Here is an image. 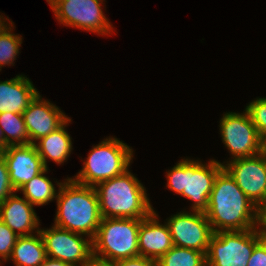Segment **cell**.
Returning a JSON list of instances; mask_svg holds the SVG:
<instances>
[{"mask_svg": "<svg viewBox=\"0 0 266 266\" xmlns=\"http://www.w3.org/2000/svg\"><path fill=\"white\" fill-rule=\"evenodd\" d=\"M33 206L25 198L16 195V192L12 193L0 204V220L18 236L38 233L40 221Z\"/></svg>", "mask_w": 266, "mask_h": 266, "instance_id": "cell-16", "label": "cell"}, {"mask_svg": "<svg viewBox=\"0 0 266 266\" xmlns=\"http://www.w3.org/2000/svg\"><path fill=\"white\" fill-rule=\"evenodd\" d=\"M47 258L40 232L35 235L19 236L8 260L16 266H39Z\"/></svg>", "mask_w": 266, "mask_h": 266, "instance_id": "cell-19", "label": "cell"}, {"mask_svg": "<svg viewBox=\"0 0 266 266\" xmlns=\"http://www.w3.org/2000/svg\"><path fill=\"white\" fill-rule=\"evenodd\" d=\"M38 93L32 81L24 75L0 81V114H23Z\"/></svg>", "mask_w": 266, "mask_h": 266, "instance_id": "cell-17", "label": "cell"}, {"mask_svg": "<svg viewBox=\"0 0 266 266\" xmlns=\"http://www.w3.org/2000/svg\"><path fill=\"white\" fill-rule=\"evenodd\" d=\"M57 185L54 225L93 239L102 219L95 188L79 184L71 178L57 182Z\"/></svg>", "mask_w": 266, "mask_h": 266, "instance_id": "cell-2", "label": "cell"}, {"mask_svg": "<svg viewBox=\"0 0 266 266\" xmlns=\"http://www.w3.org/2000/svg\"><path fill=\"white\" fill-rule=\"evenodd\" d=\"M260 242L255 228L213 233L206 253L207 266H247Z\"/></svg>", "mask_w": 266, "mask_h": 266, "instance_id": "cell-7", "label": "cell"}, {"mask_svg": "<svg viewBox=\"0 0 266 266\" xmlns=\"http://www.w3.org/2000/svg\"><path fill=\"white\" fill-rule=\"evenodd\" d=\"M141 220L102 218L92 239L93 257L114 263L139 256L138 233Z\"/></svg>", "mask_w": 266, "mask_h": 266, "instance_id": "cell-6", "label": "cell"}, {"mask_svg": "<svg viewBox=\"0 0 266 266\" xmlns=\"http://www.w3.org/2000/svg\"><path fill=\"white\" fill-rule=\"evenodd\" d=\"M173 246L167 223L161 224L155 211L141 220L138 233L139 256L158 261Z\"/></svg>", "mask_w": 266, "mask_h": 266, "instance_id": "cell-15", "label": "cell"}, {"mask_svg": "<svg viewBox=\"0 0 266 266\" xmlns=\"http://www.w3.org/2000/svg\"><path fill=\"white\" fill-rule=\"evenodd\" d=\"M15 192L16 191L10 181L6 160L0 152V204Z\"/></svg>", "mask_w": 266, "mask_h": 266, "instance_id": "cell-26", "label": "cell"}, {"mask_svg": "<svg viewBox=\"0 0 266 266\" xmlns=\"http://www.w3.org/2000/svg\"><path fill=\"white\" fill-rule=\"evenodd\" d=\"M82 266H114L113 263L101 260L95 257H91L86 263H84Z\"/></svg>", "mask_w": 266, "mask_h": 266, "instance_id": "cell-30", "label": "cell"}, {"mask_svg": "<svg viewBox=\"0 0 266 266\" xmlns=\"http://www.w3.org/2000/svg\"><path fill=\"white\" fill-rule=\"evenodd\" d=\"M255 229L257 233H266V202L257 206Z\"/></svg>", "mask_w": 266, "mask_h": 266, "instance_id": "cell-29", "label": "cell"}, {"mask_svg": "<svg viewBox=\"0 0 266 266\" xmlns=\"http://www.w3.org/2000/svg\"><path fill=\"white\" fill-rule=\"evenodd\" d=\"M0 126L6 146L28 145L29 135L23 114L4 112L0 114Z\"/></svg>", "mask_w": 266, "mask_h": 266, "instance_id": "cell-21", "label": "cell"}, {"mask_svg": "<svg viewBox=\"0 0 266 266\" xmlns=\"http://www.w3.org/2000/svg\"><path fill=\"white\" fill-rule=\"evenodd\" d=\"M253 124L256 126L258 135L262 140L266 136V98H256L246 108Z\"/></svg>", "mask_w": 266, "mask_h": 266, "instance_id": "cell-24", "label": "cell"}, {"mask_svg": "<svg viewBox=\"0 0 266 266\" xmlns=\"http://www.w3.org/2000/svg\"><path fill=\"white\" fill-rule=\"evenodd\" d=\"M247 266H266V248L260 242L254 247Z\"/></svg>", "mask_w": 266, "mask_h": 266, "instance_id": "cell-28", "label": "cell"}, {"mask_svg": "<svg viewBox=\"0 0 266 266\" xmlns=\"http://www.w3.org/2000/svg\"><path fill=\"white\" fill-rule=\"evenodd\" d=\"M39 266H73L70 263L47 257Z\"/></svg>", "mask_w": 266, "mask_h": 266, "instance_id": "cell-31", "label": "cell"}, {"mask_svg": "<svg viewBox=\"0 0 266 266\" xmlns=\"http://www.w3.org/2000/svg\"><path fill=\"white\" fill-rule=\"evenodd\" d=\"M18 237L15 232L0 220V260L6 262L10 258Z\"/></svg>", "mask_w": 266, "mask_h": 266, "instance_id": "cell-25", "label": "cell"}, {"mask_svg": "<svg viewBox=\"0 0 266 266\" xmlns=\"http://www.w3.org/2000/svg\"><path fill=\"white\" fill-rule=\"evenodd\" d=\"M0 152L6 160L10 181L16 192L46 169L34 144L7 146Z\"/></svg>", "mask_w": 266, "mask_h": 266, "instance_id": "cell-13", "label": "cell"}, {"mask_svg": "<svg viewBox=\"0 0 266 266\" xmlns=\"http://www.w3.org/2000/svg\"><path fill=\"white\" fill-rule=\"evenodd\" d=\"M256 213L257 206L223 168L215 178L205 212L213 232L253 229Z\"/></svg>", "mask_w": 266, "mask_h": 266, "instance_id": "cell-1", "label": "cell"}, {"mask_svg": "<svg viewBox=\"0 0 266 266\" xmlns=\"http://www.w3.org/2000/svg\"><path fill=\"white\" fill-rule=\"evenodd\" d=\"M7 146L4 144V135L0 126V151L4 150Z\"/></svg>", "mask_w": 266, "mask_h": 266, "instance_id": "cell-32", "label": "cell"}, {"mask_svg": "<svg viewBox=\"0 0 266 266\" xmlns=\"http://www.w3.org/2000/svg\"><path fill=\"white\" fill-rule=\"evenodd\" d=\"M6 20H9L8 17L5 18L2 15H0V29L7 23H5Z\"/></svg>", "mask_w": 266, "mask_h": 266, "instance_id": "cell-35", "label": "cell"}, {"mask_svg": "<svg viewBox=\"0 0 266 266\" xmlns=\"http://www.w3.org/2000/svg\"><path fill=\"white\" fill-rule=\"evenodd\" d=\"M103 1L105 0L47 2L60 24L105 36L113 32V26L102 11Z\"/></svg>", "mask_w": 266, "mask_h": 266, "instance_id": "cell-8", "label": "cell"}, {"mask_svg": "<svg viewBox=\"0 0 266 266\" xmlns=\"http://www.w3.org/2000/svg\"><path fill=\"white\" fill-rule=\"evenodd\" d=\"M46 1H70V0H46Z\"/></svg>", "mask_w": 266, "mask_h": 266, "instance_id": "cell-36", "label": "cell"}, {"mask_svg": "<svg viewBox=\"0 0 266 266\" xmlns=\"http://www.w3.org/2000/svg\"><path fill=\"white\" fill-rule=\"evenodd\" d=\"M94 188L102 218L144 219L154 211L145 187L129 169Z\"/></svg>", "mask_w": 266, "mask_h": 266, "instance_id": "cell-3", "label": "cell"}, {"mask_svg": "<svg viewBox=\"0 0 266 266\" xmlns=\"http://www.w3.org/2000/svg\"><path fill=\"white\" fill-rule=\"evenodd\" d=\"M174 246L207 253L213 230L204 212L180 211L167 219Z\"/></svg>", "mask_w": 266, "mask_h": 266, "instance_id": "cell-11", "label": "cell"}, {"mask_svg": "<svg viewBox=\"0 0 266 266\" xmlns=\"http://www.w3.org/2000/svg\"><path fill=\"white\" fill-rule=\"evenodd\" d=\"M23 118L29 135V144H34L59 128L69 117L54 104L43 100L38 93L23 112Z\"/></svg>", "mask_w": 266, "mask_h": 266, "instance_id": "cell-14", "label": "cell"}, {"mask_svg": "<svg viewBox=\"0 0 266 266\" xmlns=\"http://www.w3.org/2000/svg\"><path fill=\"white\" fill-rule=\"evenodd\" d=\"M71 121L68 118L55 131L37 140L39 141L38 143H34L46 169H48V159H51L57 164H62L70 156L73 148L71 137L66 131V127Z\"/></svg>", "mask_w": 266, "mask_h": 266, "instance_id": "cell-18", "label": "cell"}, {"mask_svg": "<svg viewBox=\"0 0 266 266\" xmlns=\"http://www.w3.org/2000/svg\"><path fill=\"white\" fill-rule=\"evenodd\" d=\"M6 22L7 24L0 29V71L5 65H13L22 44V36L11 32L14 28L13 22Z\"/></svg>", "mask_w": 266, "mask_h": 266, "instance_id": "cell-23", "label": "cell"}, {"mask_svg": "<svg viewBox=\"0 0 266 266\" xmlns=\"http://www.w3.org/2000/svg\"><path fill=\"white\" fill-rule=\"evenodd\" d=\"M215 159L208 164L182 159L167 171V187L176 194L194 201L191 211L206 212L214 181L223 165Z\"/></svg>", "mask_w": 266, "mask_h": 266, "instance_id": "cell-4", "label": "cell"}, {"mask_svg": "<svg viewBox=\"0 0 266 266\" xmlns=\"http://www.w3.org/2000/svg\"><path fill=\"white\" fill-rule=\"evenodd\" d=\"M243 113L228 112L220 120L222 142L232 158L252 157L261 153V143L256 126L247 110Z\"/></svg>", "mask_w": 266, "mask_h": 266, "instance_id": "cell-9", "label": "cell"}, {"mask_svg": "<svg viewBox=\"0 0 266 266\" xmlns=\"http://www.w3.org/2000/svg\"><path fill=\"white\" fill-rule=\"evenodd\" d=\"M114 266H157V261L143 256L122 259L113 263Z\"/></svg>", "mask_w": 266, "mask_h": 266, "instance_id": "cell-27", "label": "cell"}, {"mask_svg": "<svg viewBox=\"0 0 266 266\" xmlns=\"http://www.w3.org/2000/svg\"><path fill=\"white\" fill-rule=\"evenodd\" d=\"M47 257L61 260L73 266H82L92 256V239L53 225L50 229H39ZM84 236L86 238H84Z\"/></svg>", "mask_w": 266, "mask_h": 266, "instance_id": "cell-10", "label": "cell"}, {"mask_svg": "<svg viewBox=\"0 0 266 266\" xmlns=\"http://www.w3.org/2000/svg\"><path fill=\"white\" fill-rule=\"evenodd\" d=\"M157 266H207L206 254L193 249L173 246L157 261Z\"/></svg>", "mask_w": 266, "mask_h": 266, "instance_id": "cell-22", "label": "cell"}, {"mask_svg": "<svg viewBox=\"0 0 266 266\" xmlns=\"http://www.w3.org/2000/svg\"><path fill=\"white\" fill-rule=\"evenodd\" d=\"M132 150L123 141L109 136L91 149L82 170L71 179L95 187L100 182L122 175L132 162Z\"/></svg>", "mask_w": 266, "mask_h": 266, "instance_id": "cell-5", "label": "cell"}, {"mask_svg": "<svg viewBox=\"0 0 266 266\" xmlns=\"http://www.w3.org/2000/svg\"><path fill=\"white\" fill-rule=\"evenodd\" d=\"M260 243L266 248V233H258Z\"/></svg>", "mask_w": 266, "mask_h": 266, "instance_id": "cell-33", "label": "cell"}, {"mask_svg": "<svg viewBox=\"0 0 266 266\" xmlns=\"http://www.w3.org/2000/svg\"><path fill=\"white\" fill-rule=\"evenodd\" d=\"M261 152L266 156V136L262 139Z\"/></svg>", "mask_w": 266, "mask_h": 266, "instance_id": "cell-34", "label": "cell"}, {"mask_svg": "<svg viewBox=\"0 0 266 266\" xmlns=\"http://www.w3.org/2000/svg\"><path fill=\"white\" fill-rule=\"evenodd\" d=\"M45 173H48V169H45L18 190L34 206H43L57 197L58 192L51 180L44 175Z\"/></svg>", "mask_w": 266, "mask_h": 266, "instance_id": "cell-20", "label": "cell"}, {"mask_svg": "<svg viewBox=\"0 0 266 266\" xmlns=\"http://www.w3.org/2000/svg\"><path fill=\"white\" fill-rule=\"evenodd\" d=\"M226 163L223 168L255 206L266 202V156L262 152Z\"/></svg>", "mask_w": 266, "mask_h": 266, "instance_id": "cell-12", "label": "cell"}]
</instances>
